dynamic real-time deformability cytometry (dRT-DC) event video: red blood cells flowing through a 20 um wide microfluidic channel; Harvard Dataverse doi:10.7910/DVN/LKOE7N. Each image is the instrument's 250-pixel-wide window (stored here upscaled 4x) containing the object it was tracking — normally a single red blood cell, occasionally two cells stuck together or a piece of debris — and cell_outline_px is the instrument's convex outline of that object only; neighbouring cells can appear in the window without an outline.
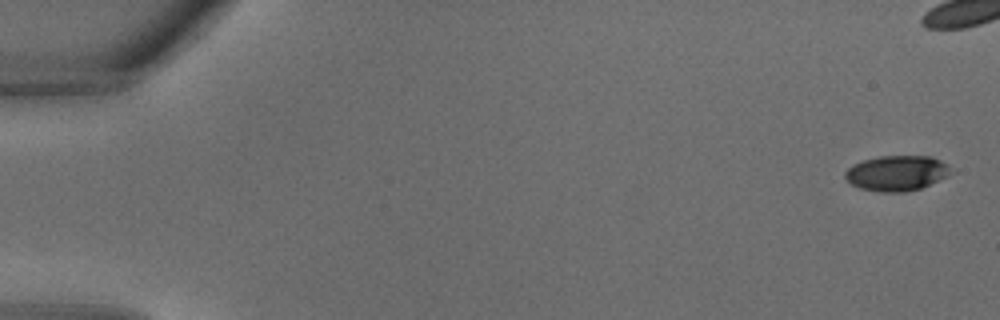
{"species": "common noctule bat (a hibernating species)", "species_latin": "Nyctalus noctula", "temperature_condition": "warm", "stored_images_in_passage": 14, "camera_frame_rate_fps": 3000, "um_per_image_px": 0.085, "animal": {"sex": "male", "body_mass_g": 18.8}, "frame": {"image": 1, "passage_image": 1, "time_ms": 0.0, "image_size_px": [1000, 320], "cell_outline_px": [[956, 172], [948, 176], [920, 188], [904, 192], [880, 192], [860, 188], [852, 184], [844, 176], [844, 172], [852, 164], [864, 160], [880, 156], [932, 156], [940, 160]], "centroid_in_image_um": [76.24, 14.71], "position_along_channel_um": 8.8, "area_um2": 21.79}}
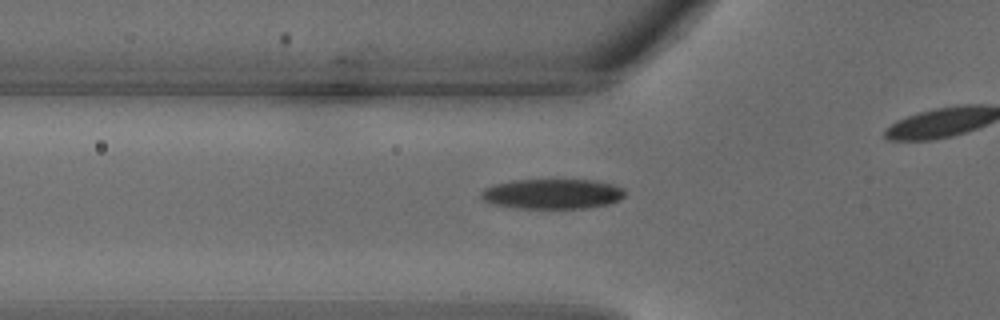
{"frame": {"image": 2, "passage_image": 12, "time_ms": 3.667, "image_size_px": [1000, 320], "cell_outline_px": [[624, 196], [620, 200], [608, 204], [588, 208], [512, 208], [492, 204], [484, 200], [480, 196], [480, 192], [484, 188], [496, 184], [512, 180], [592, 180], [612, 184], [624, 188]], "centroid_in_image_um": [46.94, 16.49], "position_along_channel_um": 78.9, "area_um2": 25.26}}